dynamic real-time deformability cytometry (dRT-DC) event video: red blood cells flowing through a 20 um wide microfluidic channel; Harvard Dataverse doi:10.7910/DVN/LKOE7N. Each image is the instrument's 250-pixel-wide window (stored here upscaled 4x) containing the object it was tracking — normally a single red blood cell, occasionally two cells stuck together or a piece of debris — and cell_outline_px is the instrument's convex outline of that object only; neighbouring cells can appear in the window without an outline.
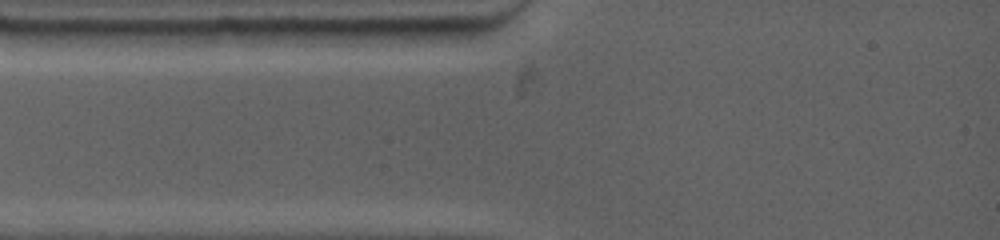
{"species": "common noctule bat (a hibernating species)", "species_latin": "Nyctalus noctula", "temperature_condition": "warm", "stored_images_in_passage": 2, "camera_frame_rate_fps": 4500, "um_per_image_px": 0.085, "animal": {"sex": "female", "body_mass_g": 19.0, "forearm_length_mm": 53.3}, "frame": {"image": 1, "passage_image": 1, "time_ms": 0.0, "image_size_px": [1000, 240], "cell_outline_px": [[188, 32], [184, 48], [100, 48], [76, 44], [56, 36], [48, 32], [68, 28], [184, 28]], "centroid_in_image_um": [10.65, 3.18], "position_along_channel_um": 74.4, "area_um2": 17.34}}